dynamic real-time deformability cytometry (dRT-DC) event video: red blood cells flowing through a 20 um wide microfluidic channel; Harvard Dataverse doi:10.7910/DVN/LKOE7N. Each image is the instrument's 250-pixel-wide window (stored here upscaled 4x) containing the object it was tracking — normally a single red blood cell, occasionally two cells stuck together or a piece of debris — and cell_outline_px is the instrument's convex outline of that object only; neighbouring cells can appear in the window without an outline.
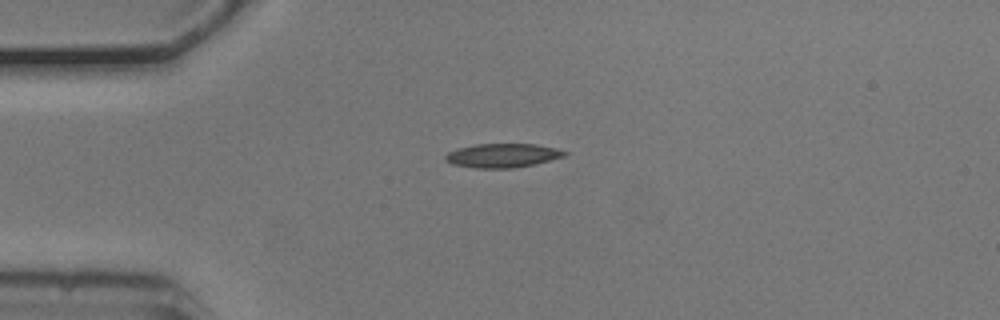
{"species": "common noctule bat (a hibernating species)", "species_latin": "Nyctalus noctula", "temperature_condition": "cold", "stored_images_in_passage": 42, "camera_frame_rate_fps": 3000, "um_per_image_px": 0.085, "animal": {"sex": "male", "body_mass_g": 20.5, "forearm_length_mm": 52.5}, "frame": {"image": 1, "passage_image": 1, "time_ms": 0.0, "image_size_px": [1000, 320], "cell_outline_px": [[568, 152], [564, 156], [536, 164], [516, 168], [476, 168], [452, 164], [444, 160], [444, 156], [448, 152], [456, 148], [476, 144], [536, 144], [556, 148]], "centroid_in_image_um": [42.69, 13.22], "position_along_channel_um": 42.3, "area_um2": 16.76}}
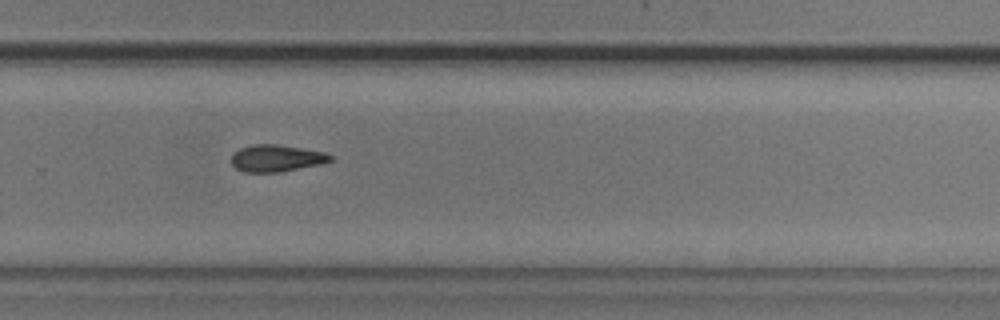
{"frame": {"image": 2, "passage_image": 24, "time_ms": 7.667, "image_size_px": [1000, 320], "cell_outline_px": [[336, 156], [332, 160], [324, 164], [280, 172], [240, 172], [232, 164], [232, 152], [240, 148], [252, 144], [276, 144], [324, 152]], "centroid_in_image_um": [23.51, 13.45], "position_along_channel_um": 306.3, "area_um2": 15.78}}
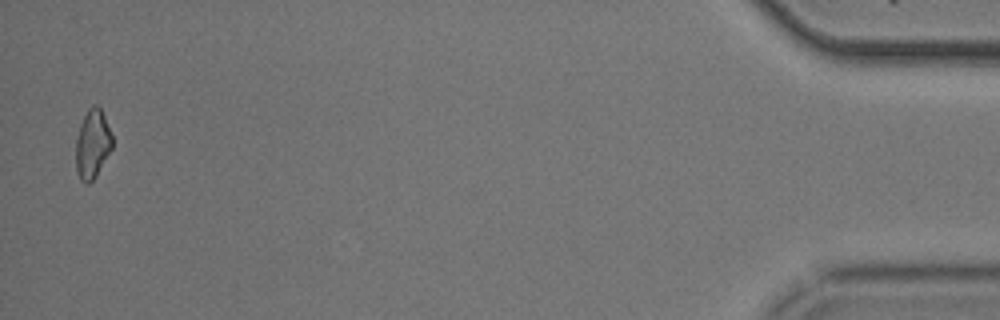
{"frame": {"image": 3, "passage_image": 41, "time_ms": 13.333, "image_size_px": [1000, 320], "cell_outline_px": [[112, 148], [96, 176], [88, 184], [84, 184], [80, 180], [76, 172], [76, 136], [80, 124], [88, 108], [92, 104], [96, 104], [100, 108], [104, 116], [112, 136]], "centroid_in_image_um": [7.84, 12.26], "position_along_channel_um": 427.4, "area_um2": 14.68}, "authors_computed_cell_mechanics": {"area_um2": 15.6638, "velocity_mm_per_s": 3.7281, "shape_relaxation_time_tau1_ms": 9.9693, "shape_relaxation_time_tau2_ms": null, "deformation_change_tau1": 0.1666, "deformation_change_tau2": null}}